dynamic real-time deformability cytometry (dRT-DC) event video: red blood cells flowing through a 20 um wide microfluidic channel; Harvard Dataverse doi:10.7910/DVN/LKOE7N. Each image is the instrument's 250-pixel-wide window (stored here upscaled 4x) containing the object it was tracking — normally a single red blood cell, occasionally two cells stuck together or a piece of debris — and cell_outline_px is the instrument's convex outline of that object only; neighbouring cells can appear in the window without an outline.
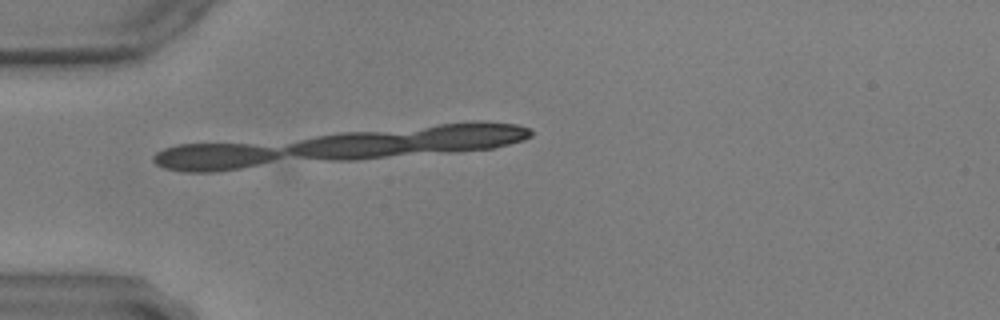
{"species": "common noctule bat (a hibernating species)", "species_latin": "Nyctalus noctula", "temperature_condition": "warm", "stored_images_in_passage": 19, "camera_frame_rate_fps": 3000, "um_per_image_px": 0.085, "animal": {"sex": "male", "body_mass_g": 17.9, "forearm_length_mm": 54.2}, "frame": {"image": 1, "passage_image": 16, "time_ms": 5.0, "image_size_px": [1000, 320], "cell_outline_px": [[272, 156], [260, 160], [244, 164], [224, 168], [176, 168], [164, 164], [156, 160], [156, 156], [172, 148], [192, 144], [224, 144], [252, 148], [272, 152]], "centroid_in_image_um": [17.92, 13.27], "position_along_channel_um": 67.1, "area_um2": 15.26}}